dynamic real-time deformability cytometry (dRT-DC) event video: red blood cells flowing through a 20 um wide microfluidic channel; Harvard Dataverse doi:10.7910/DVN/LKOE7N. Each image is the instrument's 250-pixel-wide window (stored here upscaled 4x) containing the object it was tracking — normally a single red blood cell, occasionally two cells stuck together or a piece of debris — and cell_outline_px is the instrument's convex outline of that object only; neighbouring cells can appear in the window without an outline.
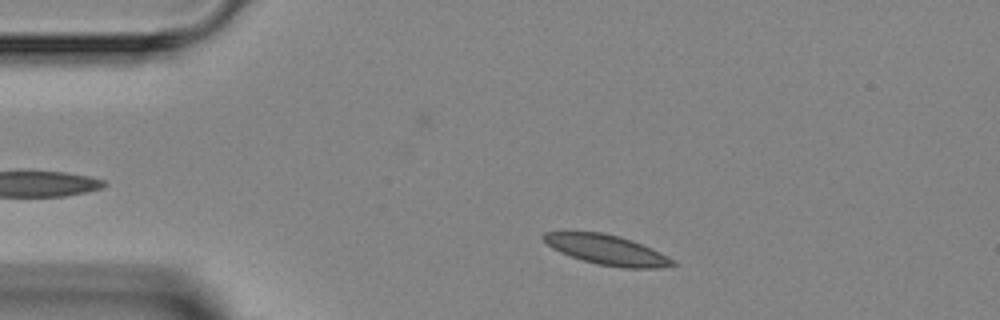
{"species": "Egyptian fruit bat (a non-hibernating species)", "species_latin": "Rousettus aegyptiacus", "temperature_condition": "room temperature", "stored_images_in_passage": 2, "camera_frame_rate_fps": 3000, "um_per_image_px": 0.085, "animal": {"sex": "female"}, "frame": {"image": 1, "passage_image": 1, "time_ms": 0.0, "image_size_px": [1000, 320], "cell_outline_px": [[676, 264], [664, 268], [624, 268], [596, 264], [560, 252], [552, 248], [540, 236], [544, 232], [600, 232], [620, 236], [632, 240], [652, 248], [668, 256]], "centroid_in_image_um": [51.6, 21.24], "position_along_channel_um": 33.4, "area_um2": 22.37}}